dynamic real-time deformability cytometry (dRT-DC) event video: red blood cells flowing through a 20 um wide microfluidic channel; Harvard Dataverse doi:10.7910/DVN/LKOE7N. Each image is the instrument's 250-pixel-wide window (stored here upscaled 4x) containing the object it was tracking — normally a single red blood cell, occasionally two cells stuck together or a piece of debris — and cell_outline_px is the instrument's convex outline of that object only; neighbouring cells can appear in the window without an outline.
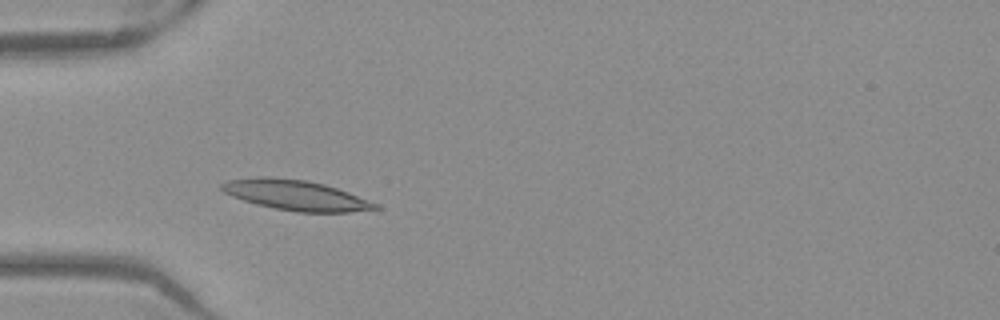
{"species": "Egyptian fruit bat (a non-hibernating species)", "species_latin": "Rousettus aegyptiacus", "temperature_condition": "warm", "stored_images_in_passage": 48, "camera_frame_rate_fps": 3000, "um_per_image_px": 0.085, "frame": {"image": 1, "passage_image": 12, "time_ms": 3.667, "image_size_px": [1000, 320], "cell_outline_px": [[380, 208], [348, 212], [296, 212], [256, 204], [232, 196], [224, 192], [220, 188], [220, 184], [228, 180], [256, 176], [268, 176], [308, 180], [324, 184], [348, 192], [380, 204]], "centroid_in_image_um": [25.12, 16.57], "position_along_channel_um": 59.9, "area_um2": 27.05}}
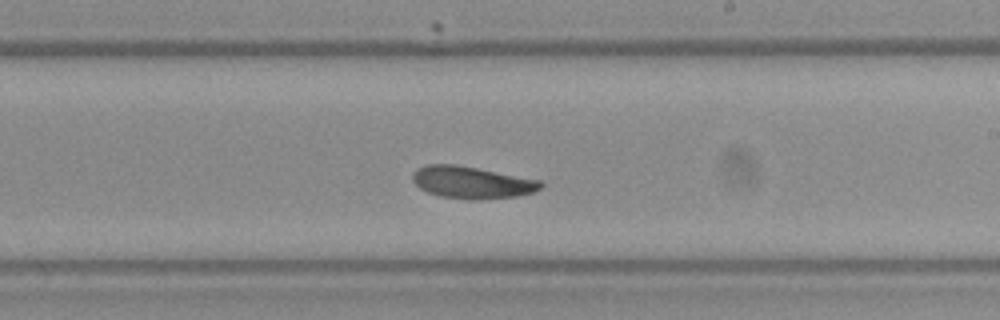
{"frame": {"image": 2, "passage_image": 27, "time_ms": 8.667, "image_size_px": [1000, 320], "cell_outline_px": [[544, 184], [540, 188], [532, 192], [516, 196], [476, 200], [468, 200], [440, 196], [428, 192], [420, 188], [412, 180], [412, 172], [416, 168], [424, 164], [456, 164], [540, 180]], "centroid_in_image_um": [40.05, 15.5], "position_along_channel_um": 248.9, "area_um2": 23.99}}
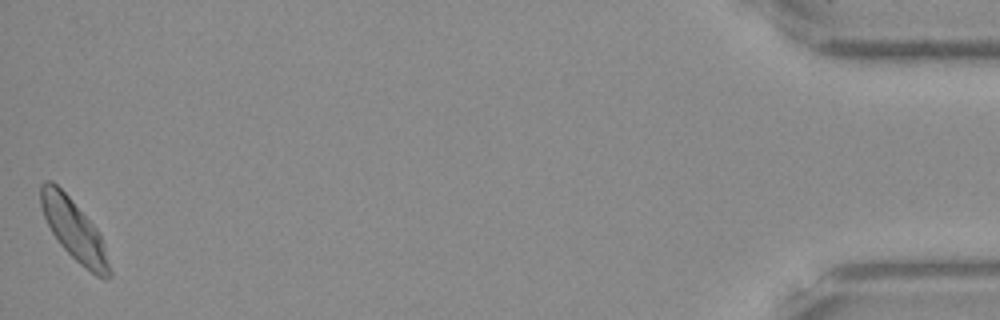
{"frame": {"image": 3, "passage_image": 48, "time_ms": 15.667, "image_size_px": [1000, 320], "cell_outline_px": [[112, 276], [108, 280], [104, 280], [96, 276], [80, 264], [60, 244], [52, 232], [44, 216], [40, 204], [40, 184], [44, 180], [52, 180], [68, 196], [96, 228], [104, 244], [112, 272]], "centroid_in_image_um": [6.31, 19.57], "position_along_channel_um": 428.9, "area_um2": 24.04}, "authors_computed_cell_mechanics": {"area_um2": 24.1026, "velocity_mm_per_s": 3.878, "shape_relaxation_time_tau1_ms": 5.6923, "shape_relaxation_time_tau2_ms": 2.3306, "deformation_change_tau1": 0.1248, "deformation_change_tau2": 0.0766}}